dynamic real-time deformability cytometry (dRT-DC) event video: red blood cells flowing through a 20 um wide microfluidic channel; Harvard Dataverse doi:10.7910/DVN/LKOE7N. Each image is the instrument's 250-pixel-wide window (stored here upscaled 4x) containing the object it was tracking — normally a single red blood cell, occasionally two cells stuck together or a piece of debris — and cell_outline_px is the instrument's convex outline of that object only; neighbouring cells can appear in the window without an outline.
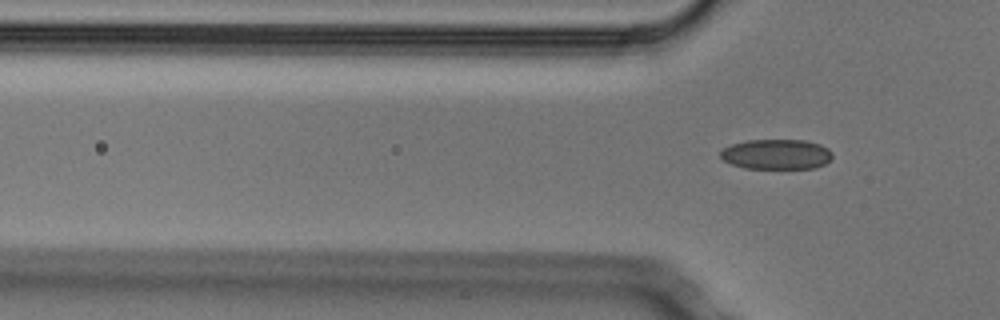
{"species": "Egyptian fruit bat (a non-hibernating species)", "species_latin": "Rousettus aegyptiacus", "temperature_condition": "cold", "stored_images_in_passage": 4, "camera_frame_rate_fps": 3000, "um_per_image_px": 0.085, "animal": {"sex": "male"}, "frame": {"image": 1, "passage_image": 4, "time_ms": 1.0, "image_size_px": [1000, 320], "cell_outline_px": [[832, 156], [824, 164], [816, 168], [744, 168], [732, 164], [724, 160], [720, 156], [720, 152], [724, 148], [732, 144], [748, 140], [804, 140], [820, 144], [828, 148], [832, 152]], "centroid_in_image_um": [66.0, 13.11], "position_along_channel_um": 59.8, "area_um2": 19.54}}